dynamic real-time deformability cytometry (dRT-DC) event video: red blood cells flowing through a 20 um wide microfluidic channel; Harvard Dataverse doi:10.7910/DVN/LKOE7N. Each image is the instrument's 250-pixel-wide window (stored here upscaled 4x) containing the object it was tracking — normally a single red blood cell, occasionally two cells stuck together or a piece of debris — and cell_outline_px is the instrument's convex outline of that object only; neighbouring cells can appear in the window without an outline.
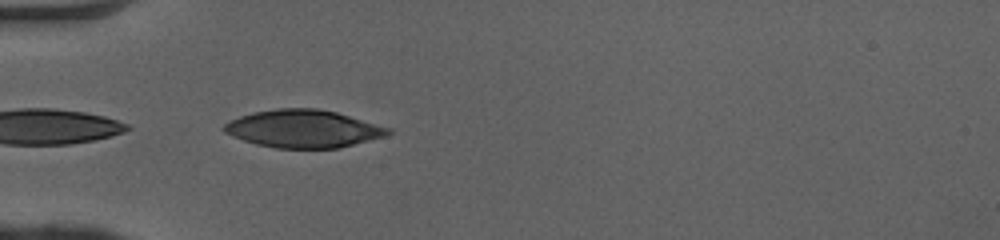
{"species": "human", "species_latin": "Homo sapiens", "temperature_condition": "cold", "stored_images_in_passage": 19, "camera_frame_rate_fps": 3000, "um_per_image_px": 0.085, "donor": {"sex": "female"}, "frame": {"image": 1, "passage_image": 1, "time_ms": 0.0, "image_size_px": [1000, 240], "cell_outline_px": [[392, 132], [388, 136], [336, 148], [276, 148], [256, 144], [232, 136], [224, 132], [220, 128], [228, 120], [252, 112], [276, 108], [316, 108], [336, 112], [392, 128]], "centroid_in_image_um": [25.77, 10.94], "position_along_channel_um": 59.2, "area_um2": 36.24}}
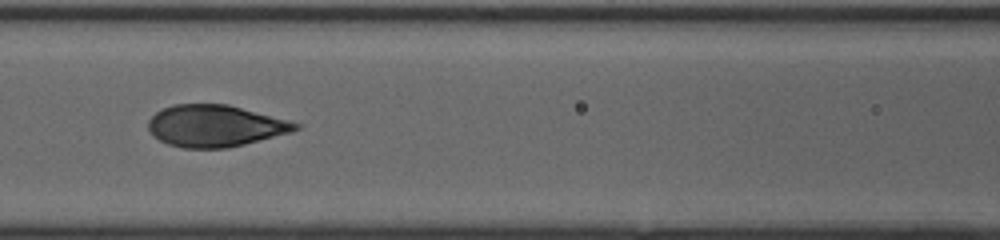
{"frame": {"image": 2, "passage_image": 8, "time_ms": 2.333, "image_size_px": [1000, 240], "cell_outline_px": [[300, 128], [292, 132], [228, 148], [180, 148], [168, 144], [160, 140], [148, 128], [148, 120], [156, 112], [172, 104], [228, 104], [288, 120], [300, 124]], "centroid_in_image_um": [18.29, 10.7], "position_along_channel_um": 148.3, "area_um2": 35.66}}
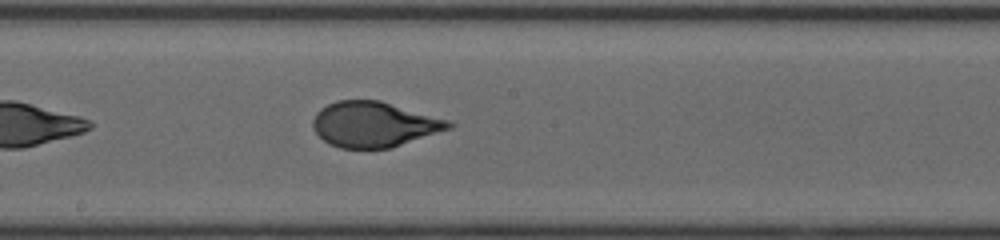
{"frame": {"image": 3, "passage_image": 13, "time_ms": 4.0, "image_size_px": [1000, 240], "cell_outline_px": [[456, 124], [452, 128], [392, 148], [340, 148], [328, 144], [312, 128], [312, 120], [316, 112], [320, 108], [336, 100], [380, 100], [448, 120]], "centroid_in_image_um": [31.78, 10.57], "position_along_channel_um": 216.4, "area_um2": 36.01}}